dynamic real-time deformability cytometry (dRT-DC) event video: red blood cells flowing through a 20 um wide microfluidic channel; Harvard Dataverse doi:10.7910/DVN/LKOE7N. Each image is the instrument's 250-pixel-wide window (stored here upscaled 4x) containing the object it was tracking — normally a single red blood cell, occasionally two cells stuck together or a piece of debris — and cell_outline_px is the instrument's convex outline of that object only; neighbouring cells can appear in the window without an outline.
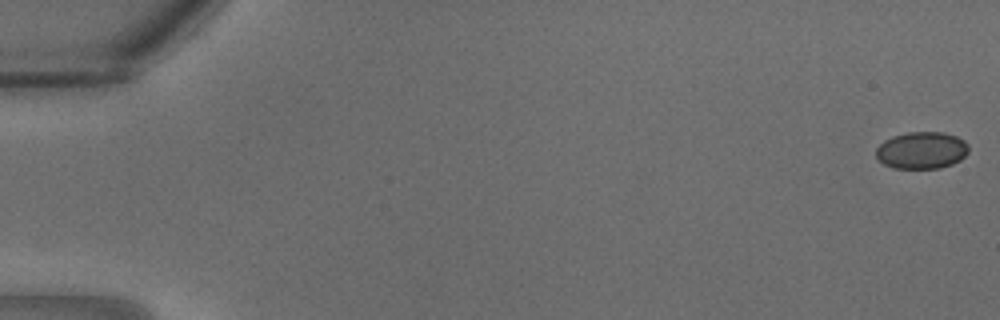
{"species": "common noctule bat (a hibernating species)", "species_latin": "Nyctalus noctula", "temperature_condition": "warm", "stored_images_in_passage": 32, "camera_frame_rate_fps": 3000, "um_per_image_px": 0.085, "animal": {"sex": "male", "body_mass_g": 18.8}, "frame": {"image": 1, "passage_image": 1, "time_ms": 0.0, "image_size_px": [1000, 320], "cell_outline_px": [[968, 152], [960, 160], [952, 164], [940, 168], [892, 168], [884, 164], [876, 156], [876, 148], [884, 140], [892, 136], [908, 132], [944, 132], [956, 136], [964, 140], [968, 144]], "centroid_in_image_um": [78.34, 12.77], "position_along_channel_um": 6.7, "area_um2": 20.06}}
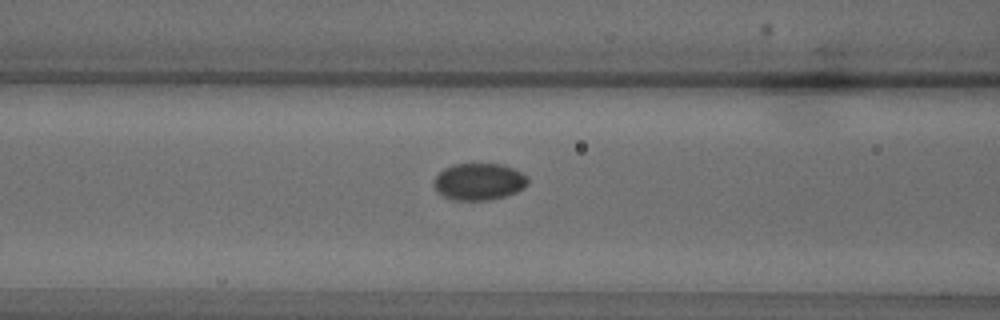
{"frame": {"image": 2, "passage_image": 14, "time_ms": 4.333, "image_size_px": [1000, 320], "cell_outline_px": [[528, 184], [524, 188], [516, 192], [492, 200], [452, 200], [444, 196], [436, 188], [436, 176], [444, 168], [452, 164], [500, 164], [512, 168], [528, 176]], "centroid_in_image_um": [40.75, 15.44], "position_along_channel_um": 125.8, "area_um2": 20.0}}
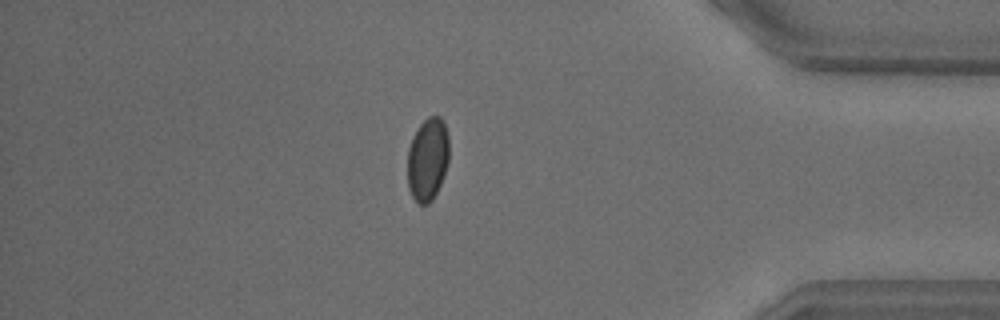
{"frame": {"image": 3, "passage_image": 28, "time_ms": 9.0, "image_size_px": [1000, 320], "cell_outline_px": [[448, 160], [440, 184], [432, 200], [428, 204], [416, 204], [408, 188], [408, 148], [420, 124], [428, 116], [440, 116], [444, 120], [448, 136]], "centroid_in_image_um": [36.34, 13.54], "position_along_channel_um": 398.9, "area_um2": 20.0}}